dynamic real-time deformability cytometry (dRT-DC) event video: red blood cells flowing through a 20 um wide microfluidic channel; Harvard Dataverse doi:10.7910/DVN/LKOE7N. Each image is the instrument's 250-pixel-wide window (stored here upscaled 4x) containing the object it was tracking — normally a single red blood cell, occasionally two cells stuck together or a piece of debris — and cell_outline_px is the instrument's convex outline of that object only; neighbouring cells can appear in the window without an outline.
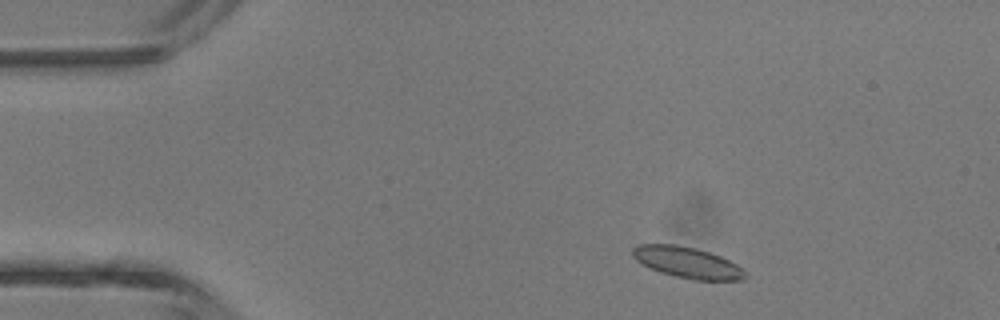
{"species": "common noctule bat (a hibernating species)", "species_latin": "Nyctalus noctula", "temperature_condition": "room temperature", "stored_images_in_passage": 5, "camera_frame_rate_fps": 3000, "um_per_image_px": 0.085, "animal": {"sex": "male", "body_mass_g": 13.3}, "frame": {"image": 1, "passage_image": 2, "time_ms": 1.0, "image_size_px": [1000, 320], "cell_outline_px": [[748, 276], [740, 280], [692, 280], [660, 272], [636, 260], [632, 256], [632, 248], [640, 244], [676, 244], [696, 248], [720, 256], [736, 264]], "centroid_in_image_um": [58.41, 22.31], "position_along_channel_um": 26.6, "area_um2": 20.17}}
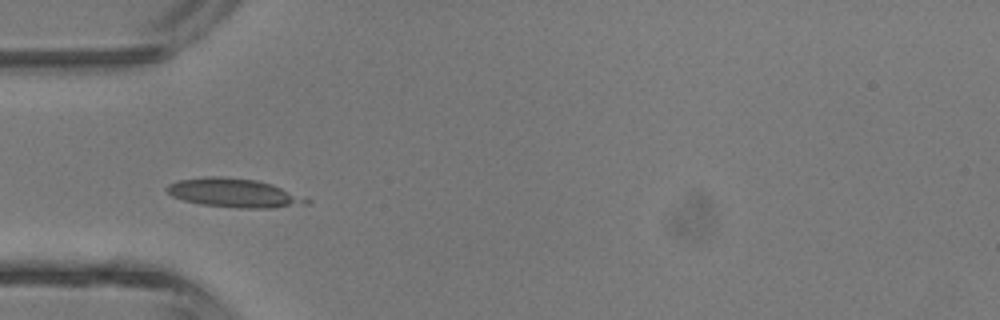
{"frame": {"image": 2, "passage_image": 4, "time_ms": 3.333, "image_size_px": [1000, 320], "cell_outline_px": [[312, 200], [308, 204], [272, 208], [240, 208], [200, 204], [184, 200], [172, 196], [164, 188], [168, 184], [176, 180], [208, 176], [220, 176], [256, 180], [272, 184]], "centroid_in_image_um": [19.88, 16.4], "position_along_channel_um": 65.1, "area_um2": 23.52}}
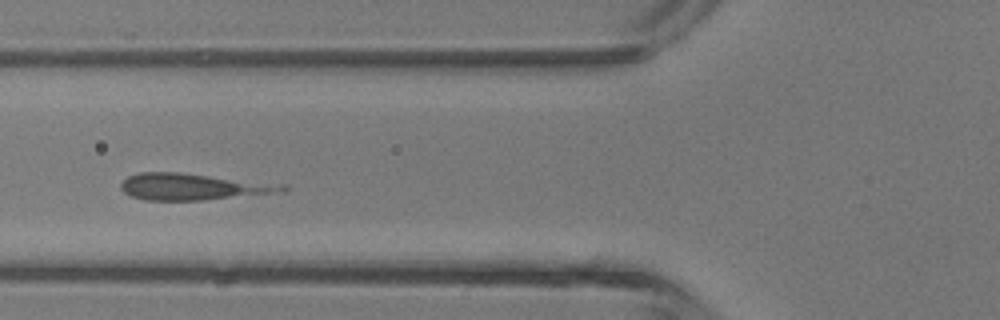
{"frame": {"image": 3, "passage_image": 5, "time_ms": 4.333, "image_size_px": [1000, 320], "cell_outline_px": [[288, 192], [204, 200], [144, 200], [132, 196], [124, 192], [120, 188], [120, 184], [128, 176], [140, 172], [180, 172], [288, 184]], "centroid_in_image_um": [16.51, 15.87], "position_along_channel_um": 109.3, "area_um2": 25.43}}